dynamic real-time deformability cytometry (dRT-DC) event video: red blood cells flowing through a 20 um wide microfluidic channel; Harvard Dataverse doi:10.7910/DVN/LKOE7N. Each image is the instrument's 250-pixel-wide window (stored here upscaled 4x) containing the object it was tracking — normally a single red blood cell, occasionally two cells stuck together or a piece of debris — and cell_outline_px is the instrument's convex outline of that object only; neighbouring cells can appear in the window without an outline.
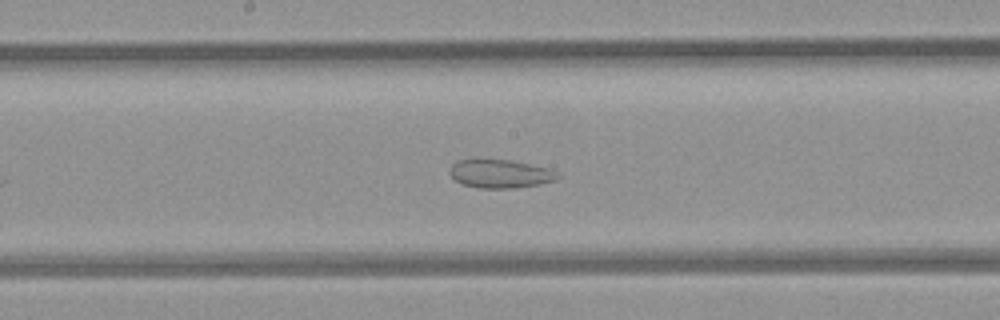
{"species": "common noctule bat (a hibernating species)", "species_latin": "Nyctalus noctula", "temperature_condition": "room temperature", "stored_images_in_passage": 34, "camera_frame_rate_fps": 3000, "um_per_image_px": 0.085, "animal": {"sex": "female", "body_mass_g": 21.9}, "frame": {"image": 1, "passage_image": 17, "time_ms": 5.333, "image_size_px": [1000, 320], "cell_outline_px": [[560, 176], [556, 180], [540, 184], [516, 188], [480, 188], [460, 184], [448, 172], [452, 164], [456, 160], [476, 156], [512, 160], [552, 168]], "centroid_in_image_um": [42.48, 14.72], "position_along_channel_um": 205.7, "area_um2": 18.84}}
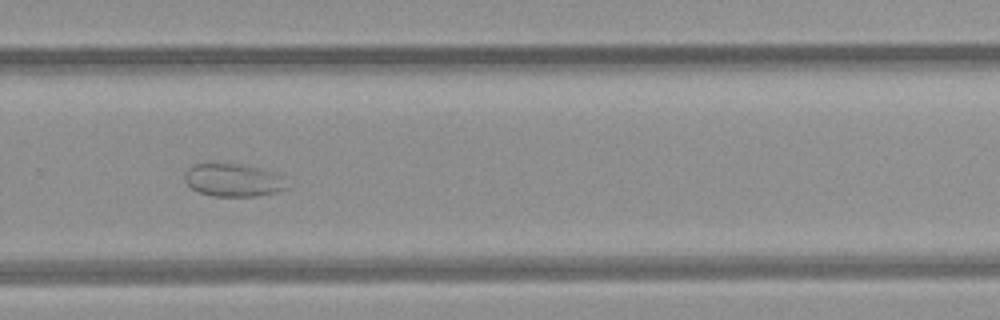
{"frame": {"image": 2, "passage_image": 25, "time_ms": 8.0, "image_size_px": [1000, 320], "cell_outline_px": [[288, 188], [276, 192], [256, 196], [212, 196], [200, 192], [192, 188], [184, 180], [184, 172], [192, 164], [204, 160], [240, 164], [260, 168], [288, 176]], "centroid_in_image_um": [19.83, 15.26], "position_along_channel_um": 310.0, "area_um2": 20.58}}
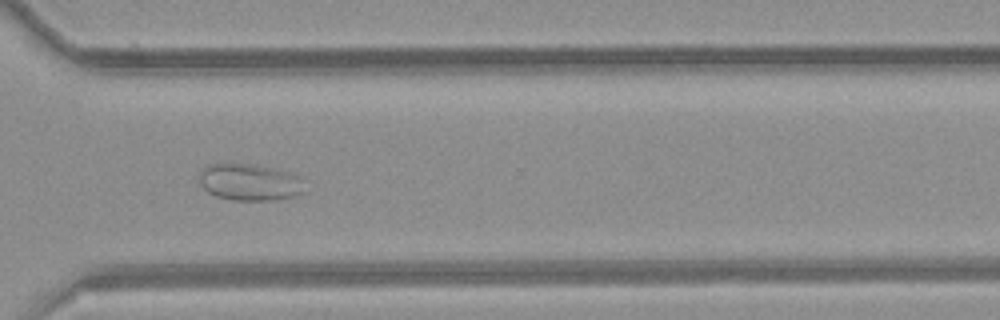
{"frame": {"image": 3, "passage_image": 28, "time_ms": 9.0, "image_size_px": [1000, 320], "cell_outline_px": [[304, 192], [296, 196], [276, 200], [232, 200], [216, 196], [208, 192], [200, 184], [200, 172], [208, 164], [252, 164], [288, 172], [300, 176]], "centroid_in_image_um": [21.22, 15.5], "position_along_channel_um": 349.4, "area_um2": 22.43}}